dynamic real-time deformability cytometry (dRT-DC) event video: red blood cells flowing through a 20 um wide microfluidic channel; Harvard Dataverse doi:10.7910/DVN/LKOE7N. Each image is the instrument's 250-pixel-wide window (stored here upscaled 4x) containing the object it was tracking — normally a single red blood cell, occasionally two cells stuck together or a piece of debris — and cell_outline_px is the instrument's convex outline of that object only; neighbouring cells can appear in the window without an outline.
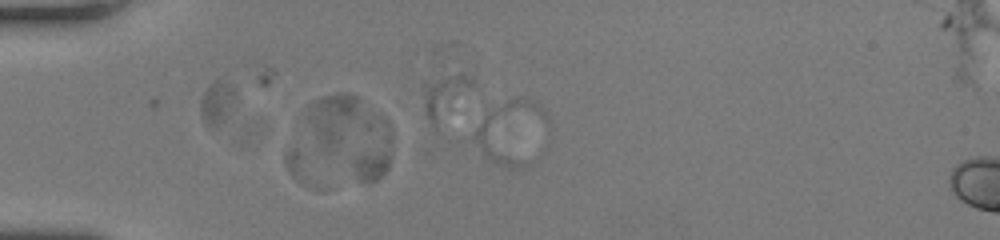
{"species": "human", "species_latin": "Homo sapiens", "temperature_condition": "room temperature", "stored_images_in_passage": 5, "camera_frame_rate_fps": 3000, "um_per_image_px": 0.085, "donor": {"sex": "female"}, "frame": {"image": 1, "passage_image": 5, "time_ms": 1.333, "image_size_px": [1000, 240], "cell_outline_px": [[552, 136], [532, 160], [524, 168], [508, 168], [496, 164], [472, 140], [472, 136], [476, 128], [488, 112], [508, 100], [524, 96], [536, 100], [544, 108], [552, 124]], "centroid_in_image_um": [43.69, 11.25], "position_along_channel_um": 41.3, "area_um2": 28.96}}